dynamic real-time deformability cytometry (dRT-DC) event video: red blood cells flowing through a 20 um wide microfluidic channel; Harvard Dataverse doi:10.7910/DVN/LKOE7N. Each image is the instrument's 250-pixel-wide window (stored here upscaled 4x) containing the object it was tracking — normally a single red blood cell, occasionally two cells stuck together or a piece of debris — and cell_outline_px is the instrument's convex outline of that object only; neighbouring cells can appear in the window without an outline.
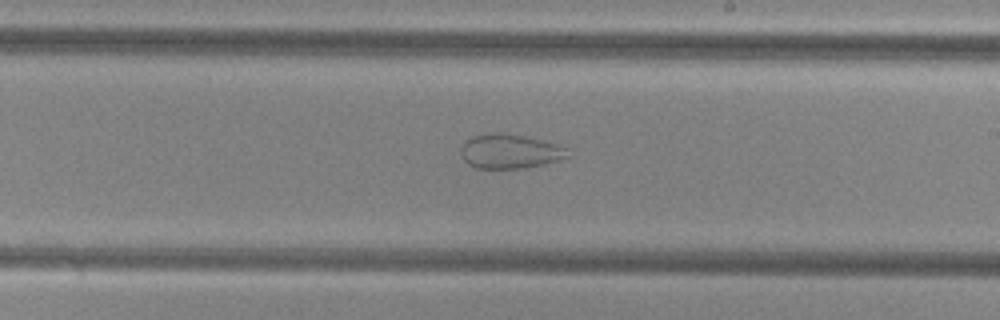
{"species": "common noctule bat (a hibernating species)", "species_latin": "Nyctalus noctula", "temperature_condition": "cold", "stored_images_in_passage": 54, "camera_frame_rate_fps": 3000, "um_per_image_px": 0.085, "animal": {"sex": "female", "body_mass_g": 29.2, "forearm_length_mm": 56.3}, "frame": {"image": 1, "passage_image": 32, "time_ms": 10.333, "image_size_px": [1000, 320], "cell_outline_px": [[572, 156], [560, 160], [544, 164], [524, 168], [476, 168], [468, 164], [464, 160], [460, 152], [460, 148], [464, 140], [472, 136], [488, 132], [508, 132], [532, 136], [560, 144], [572, 148]], "centroid_in_image_um": [43.43, 12.82], "position_along_channel_um": 245.6, "area_um2": 22.54}}
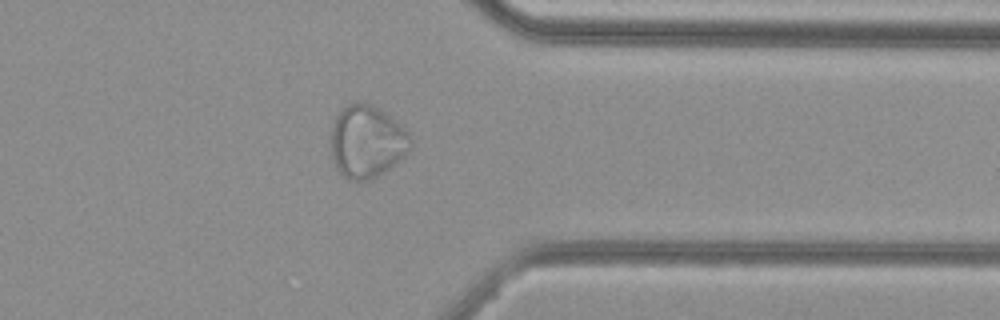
{"frame": {"image": 2, "passage_image": 43, "time_ms": 14.0, "image_size_px": [1000, 320], "cell_outline_px": [[412, 144], [404, 156], [400, 160], [376, 176], [368, 180], [352, 180], [344, 176], [332, 164], [328, 140], [332, 124], [336, 116], [348, 104], [356, 100], [364, 100], [372, 104], [392, 116], [412, 136]], "centroid_in_image_um": [31.14, 11.99], "position_along_channel_um": 380.3, "area_um2": 34.39}}
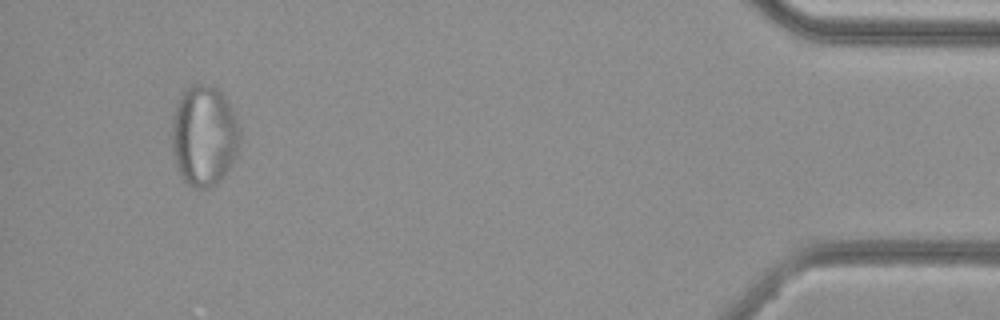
{"frame": {"image": 3, "passage_image": 51, "time_ms": 16.667, "image_size_px": [1000, 320], "cell_outline_px": [[240, 144], [224, 176], [216, 184], [208, 188], [192, 188], [180, 176], [176, 168], [172, 152], [172, 124], [176, 104], [184, 92], [192, 84], [212, 84], [224, 96], [236, 116], [240, 128]], "centroid_in_image_um": [17.34, 11.55], "position_along_channel_um": 417.9, "area_um2": 40.06}}